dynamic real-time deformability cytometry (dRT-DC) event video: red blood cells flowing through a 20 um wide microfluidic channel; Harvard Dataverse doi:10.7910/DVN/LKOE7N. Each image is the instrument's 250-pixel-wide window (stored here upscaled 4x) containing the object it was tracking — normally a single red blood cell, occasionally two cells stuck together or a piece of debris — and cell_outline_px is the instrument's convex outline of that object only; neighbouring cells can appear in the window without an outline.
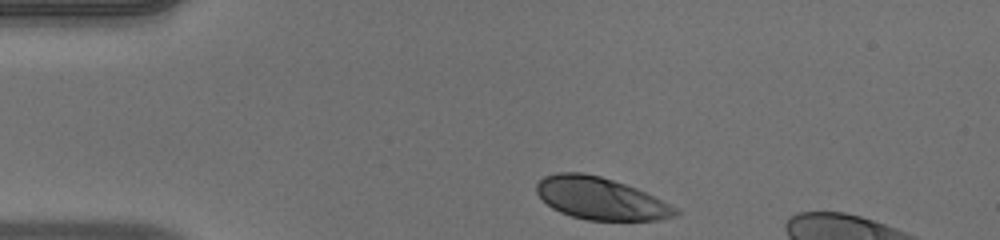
{"species": "human", "species_latin": "Homo sapiens", "temperature_condition": "warm", "stored_images_in_passage": 34, "camera_frame_rate_fps": 3000, "um_per_image_px": 0.085, "donor": {"sex": "male"}, "frame": {"image": 1, "passage_image": 1, "time_ms": 0.0, "image_size_px": [1000, 240], "cell_outline_px": [[680, 212], [676, 216], [660, 220], [588, 220], [572, 216], [560, 212], [552, 208], [536, 192], [536, 184], [544, 176], [556, 172], [584, 172], [600, 176], [636, 188], [676, 208]], "centroid_in_image_um": [51.02, 16.87], "position_along_channel_um": 34.0, "area_um2": 33.81}}
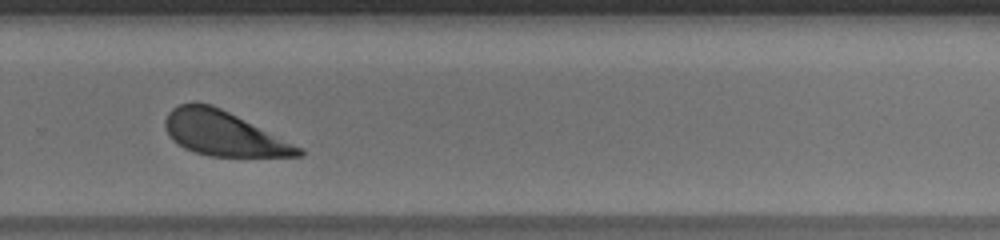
{"frame": {"image": 2, "passage_image": 26, "time_ms": 8.333, "image_size_px": [1000, 240], "cell_outline_px": [[304, 156], [208, 156], [184, 148], [172, 140], [168, 136], [164, 124], [164, 120], [168, 112], [172, 108], [180, 104], [192, 100], [196, 100], [212, 104], [304, 148]], "centroid_in_image_um": [18.96, 11.32], "position_along_channel_um": 310.8, "area_um2": 34.85}}
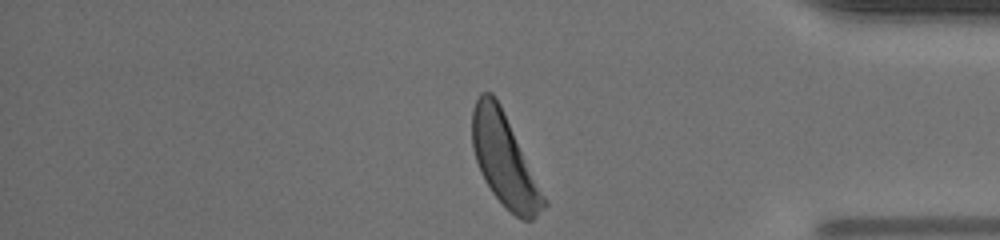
{"frame": {"image": 3, "passage_image": 34, "time_ms": 11.0, "image_size_px": [1000, 240], "cell_outline_px": [[548, 204], [532, 220], [524, 220], [516, 216], [492, 192], [484, 180], [480, 172], [472, 148], [472, 108], [480, 92], [492, 92], [500, 104], [548, 200]], "centroid_in_image_um": [42.88, 13.59], "position_along_channel_um": 392.3, "area_um2": 38.15}, "authors_computed_cell_mechanics": {"area_um2": 35.6337, "velocity_mm_per_s": 3.9106, "shape_relaxation_time_tau1_ms": 1.6138, "shape_relaxation_time_tau2_ms": 8.5896, "deformation_change_tau1": 0.1532, "deformation_change_tau2": 0.283}}